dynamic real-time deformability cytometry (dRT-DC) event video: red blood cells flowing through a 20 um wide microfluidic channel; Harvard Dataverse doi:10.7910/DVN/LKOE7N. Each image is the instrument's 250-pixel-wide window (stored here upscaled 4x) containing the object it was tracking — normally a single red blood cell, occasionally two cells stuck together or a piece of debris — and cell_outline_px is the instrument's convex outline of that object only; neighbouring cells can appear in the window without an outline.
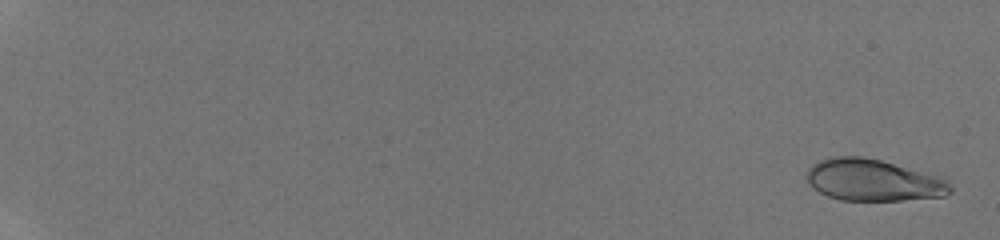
{"species": "human", "species_latin": "Homo sapiens", "temperature_condition": "room temperature", "stored_images_in_passage": 8, "camera_frame_rate_fps": 3000, "um_per_image_px": 0.085, "donor": {"sex": "male"}, "frame": {"image": 1, "passage_image": 1, "time_ms": 0.0, "image_size_px": [1000, 240], "cell_outline_px": [[952, 192], [944, 196], [904, 200], [840, 200], [828, 196], [812, 188], [808, 184], [804, 172], [812, 164], [820, 160], [832, 156], [864, 156], [944, 176], [948, 180], [952, 188]], "centroid_in_image_um": [74.23, 15.3], "position_along_channel_um": 10.8, "area_um2": 35.55}}
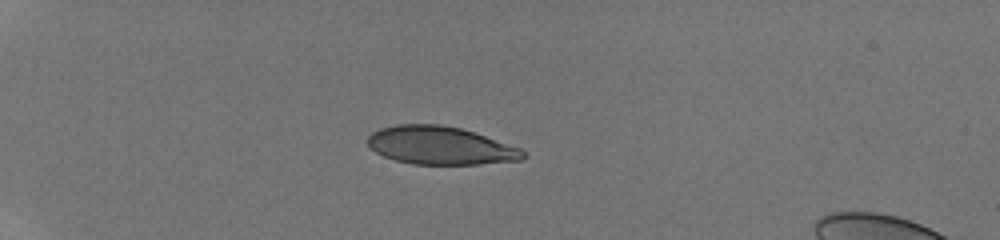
{"frame": {"image": 2, "passage_image": 6, "time_ms": 5.333, "image_size_px": [1000, 240], "cell_outline_px": [[528, 156], [520, 160], [480, 164], [412, 164], [396, 160], [384, 156], [376, 152], [364, 140], [372, 132], [380, 128], [396, 124], [440, 124], [460, 128], [520, 148]], "centroid_in_image_um": [37.39, 12.37], "position_along_channel_um": 47.6, "area_um2": 34.33}}
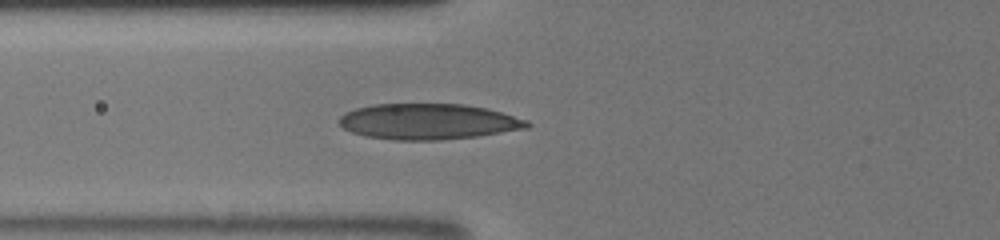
{"frame": {"image": 3, "passage_image": 8, "time_ms": 7.667, "image_size_px": [1000, 240], "cell_outline_px": [[532, 124], [528, 128], [476, 136], [440, 140], [392, 140], [364, 136], [352, 132], [344, 128], [336, 120], [344, 112], [356, 108], [372, 104], [464, 104], [488, 108], [528, 120]], "centroid_in_image_um": [36.38, 10.33], "position_along_channel_um": 89.4, "area_um2": 39.42}}